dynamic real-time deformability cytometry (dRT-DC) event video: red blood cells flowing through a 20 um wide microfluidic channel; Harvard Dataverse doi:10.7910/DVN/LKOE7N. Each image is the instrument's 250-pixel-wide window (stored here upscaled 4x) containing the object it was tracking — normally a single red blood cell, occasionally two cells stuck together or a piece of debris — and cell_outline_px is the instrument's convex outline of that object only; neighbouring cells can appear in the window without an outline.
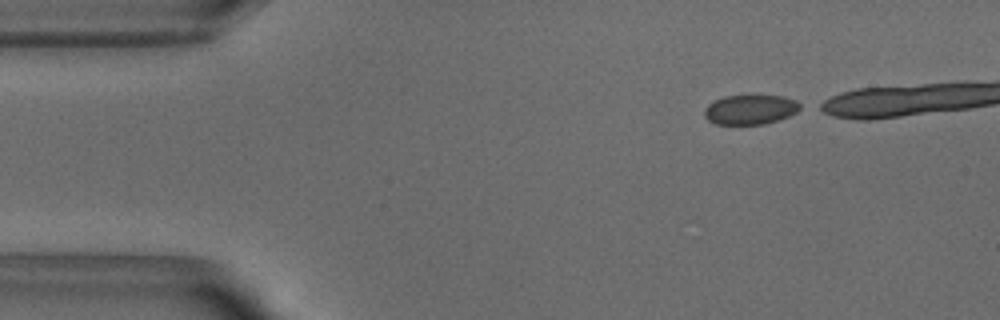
{"species": "common noctule bat (a hibernating species)", "species_latin": "Nyctalus noctula", "temperature_condition": "warm", "stored_images_in_passage": 16, "camera_frame_rate_fps": 3000, "um_per_image_px": 0.085, "animal": {"sex": "male", "body_mass_g": 18.8}, "frame": {"image": 1, "passage_image": 1, "time_ms": 0.0, "image_size_px": [1000, 320], "cell_outline_px": [[804, 108], [788, 116], [764, 124], [716, 124], [708, 120], [704, 116], [704, 108], [708, 104], [724, 96], [784, 96], [796, 100], [804, 104]], "centroid_in_image_um": [63.81, 9.31], "position_along_channel_um": 21.2, "area_um2": 16.59}}
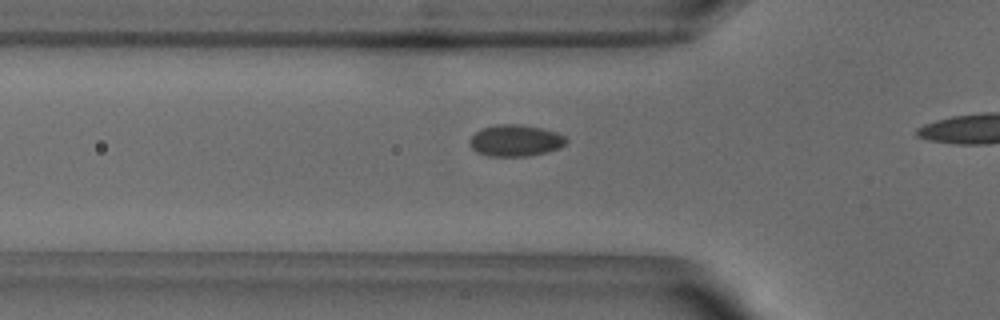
{"frame": {"image": 2, "passage_image": 11, "time_ms": 3.333, "image_size_px": [1000, 320], "cell_outline_px": [[568, 140], [560, 148], [548, 152], [528, 156], [488, 156], [476, 152], [472, 148], [468, 140], [480, 128], [496, 124], [520, 124], [540, 128], [556, 132], [564, 136]], "centroid_in_image_um": [43.79, 11.95], "position_along_channel_um": 82.0, "area_um2": 17.86}}